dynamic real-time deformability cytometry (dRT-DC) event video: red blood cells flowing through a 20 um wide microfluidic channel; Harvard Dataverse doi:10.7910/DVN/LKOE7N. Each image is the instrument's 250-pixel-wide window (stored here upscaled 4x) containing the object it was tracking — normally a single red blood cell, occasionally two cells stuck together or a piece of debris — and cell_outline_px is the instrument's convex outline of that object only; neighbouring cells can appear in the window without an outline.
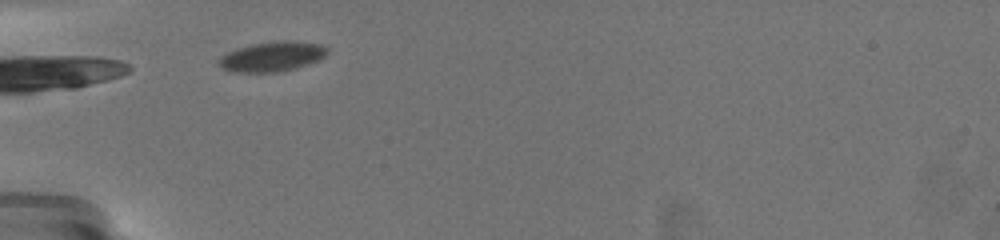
{"species": "common noctule bat (a hibernating species)", "species_latin": "Nyctalus noctula", "temperature_condition": "warm", "stored_images_in_passage": 7, "camera_frame_rate_fps": 3000, "um_per_image_px": 0.085, "animal": {"sex": "female", "body_mass_g": 19.5, "forearm_length_mm": 54.1}, "frame": {"image": 1, "passage_image": 1, "time_ms": 0.0, "image_size_px": [1000, 240], "cell_outline_px": [[328, 52], [324, 56], [308, 64], [296, 68], [280, 72], [236, 72], [224, 68], [220, 64], [220, 60], [228, 52], [236, 48], [252, 44], [284, 40], [320, 44], [328, 48]], "centroid_in_image_um": [23.17, 4.8], "position_along_channel_um": 61.8, "area_um2": 18.44}}